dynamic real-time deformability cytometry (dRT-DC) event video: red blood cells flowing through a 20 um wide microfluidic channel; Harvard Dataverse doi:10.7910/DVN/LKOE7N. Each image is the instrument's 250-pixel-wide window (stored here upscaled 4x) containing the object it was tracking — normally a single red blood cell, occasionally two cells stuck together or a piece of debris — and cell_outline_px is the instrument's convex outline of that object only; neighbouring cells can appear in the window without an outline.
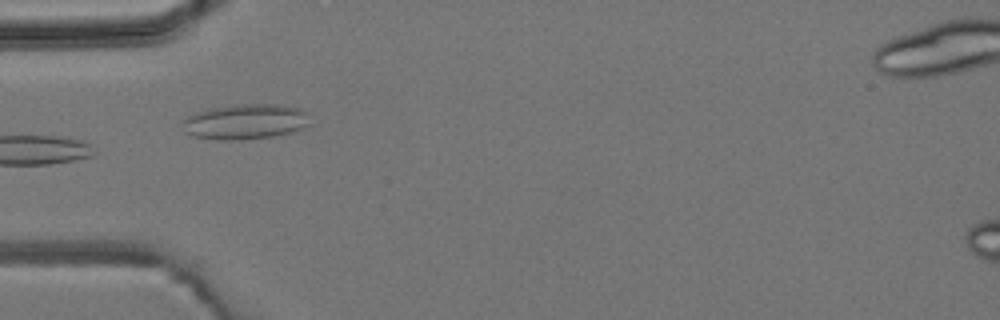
{"species": "common noctule bat (a hibernating species)", "species_latin": "Nyctalus noctula", "temperature_condition": "room temperature", "stored_images_in_passage": 7, "camera_frame_rate_fps": 3000, "um_per_image_px": 0.085, "animal": {"sex": "male", "body_mass_g": 19.2, "forearm_length_mm": 51.8}, "frame": {"image": 1, "passage_image": 2, "time_ms": 1.333, "image_size_px": [1000, 320], "cell_outline_px": [[312, 124], [292, 132], [272, 136], [232, 140], [220, 140], [192, 136], [184, 132], [180, 124], [188, 116], [196, 112], [208, 108], [236, 104], [284, 104], [300, 108], [312, 112]], "centroid_in_image_um": [20.92, 10.32], "position_along_channel_um": 64.1, "area_um2": 26.88}}
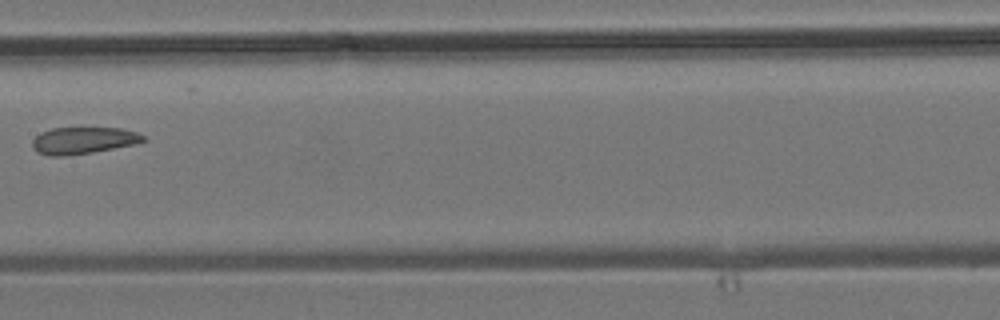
{"frame": {"image": 2, "passage_image": 5, "time_ms": 4.667, "image_size_px": [1000, 320], "cell_outline_px": [[148, 140], [136, 144], [92, 152], [68, 156], [48, 156], [36, 152], [32, 148], [32, 140], [40, 132], [52, 128], [120, 128], [136, 132], [144, 136]], "centroid_in_image_um": [7.05, 11.95], "position_along_channel_um": 200.3, "area_um2": 17.51}}
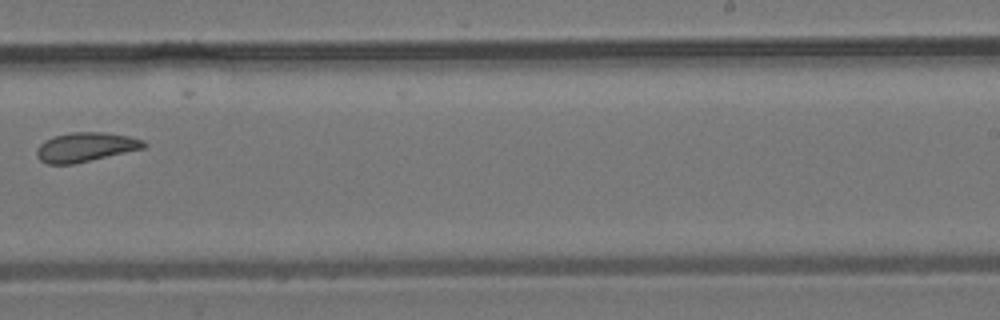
{"frame": {"image": 3, "passage_image": 7, "time_ms": 6.667, "image_size_px": [1000, 320], "cell_outline_px": [[148, 144], [144, 148], [76, 164], [48, 164], [40, 160], [36, 156], [36, 148], [44, 140], [52, 136], [72, 132], [104, 132], [128, 136], [144, 140]], "centroid_in_image_um": [7.25, 12.5], "position_along_channel_um": 281.7, "area_um2": 18.5}}